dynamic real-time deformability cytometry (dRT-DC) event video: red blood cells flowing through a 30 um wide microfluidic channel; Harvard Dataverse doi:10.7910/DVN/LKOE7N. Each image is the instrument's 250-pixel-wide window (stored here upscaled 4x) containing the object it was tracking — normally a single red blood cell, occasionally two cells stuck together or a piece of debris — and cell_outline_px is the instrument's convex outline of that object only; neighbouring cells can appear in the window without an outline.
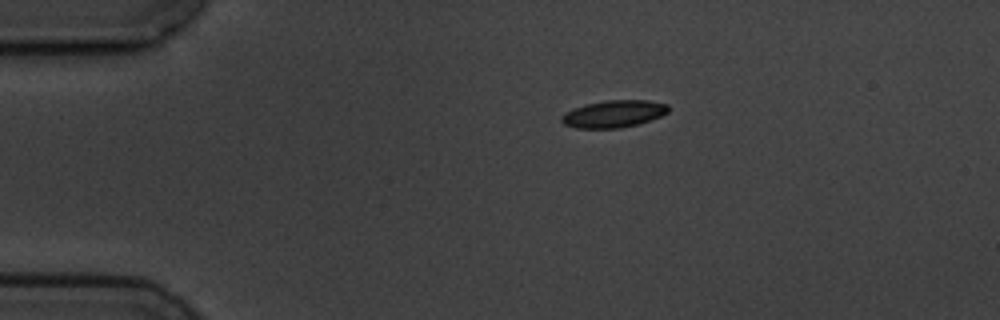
{"species": "common noctule bat (a hibernating species)", "species_latin": "Nyctalus noctula", "temperature_condition": "cold", "stored_images_in_passage": 13, "camera_frame_rate_fps": 3000, "um_per_image_px": 0.085, "animal": {"sex": "male", "body_mass_g": 19.5, "forearm_length_mm": 54.6}, "frame": {"image": 1, "passage_image": 1, "time_ms": 0.0, "image_size_px": [1000, 320], "cell_outline_px": [[668, 112], [660, 116], [636, 124], [620, 128], [576, 128], [564, 124], [560, 120], [560, 116], [564, 112], [572, 108], [584, 104], [608, 100], [648, 100], [668, 104]], "centroid_in_image_um": [52.11, 9.67], "position_along_channel_um": 32.9, "area_um2": 16.94}}
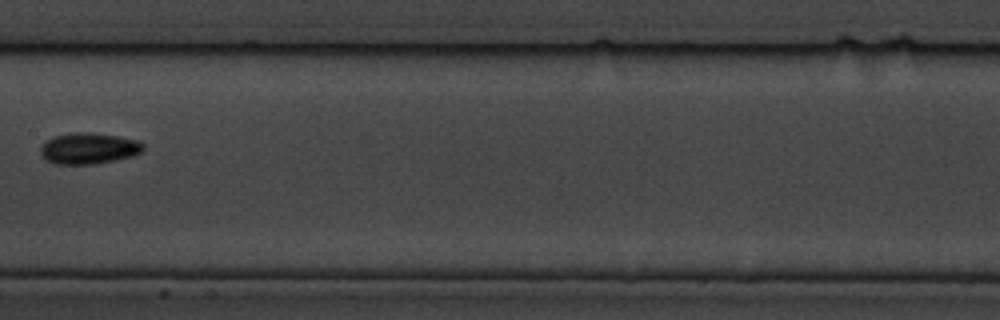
{"frame": {"image": 2, "passage_image": 6, "time_ms": 6.0, "image_size_px": [1000, 320], "cell_outline_px": [[144, 148], [140, 152], [132, 156], [96, 164], [56, 164], [44, 160], [40, 156], [40, 148], [52, 136], [72, 132], [88, 132], [116, 136], [136, 140], [144, 144]], "centroid_in_image_um": [7.49, 12.62], "position_along_channel_um": 199.9, "area_um2": 18.67}}
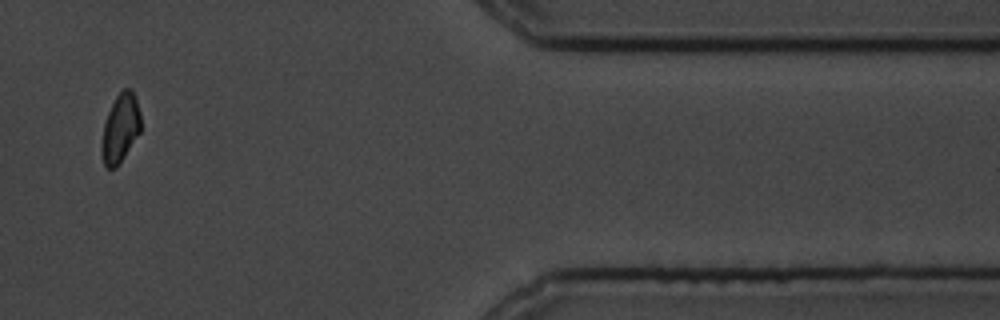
{"frame": {"image": 3, "passage_image": 11, "time_ms": 12.667, "image_size_px": [1000, 320], "cell_outline_px": [[140, 132], [116, 168], [108, 168], [104, 164], [100, 152], [100, 148], [104, 124], [108, 112], [116, 96], [124, 88], [132, 88], [136, 96], [140, 112]], "centroid_in_image_um": [10.22, 10.88], "position_along_channel_um": 401.2, "area_um2": 15.66}, "authors_computed_cell_mechanics": {"area_um2": 16.8776, "velocity_mm_per_s": 3.5759, "shape_relaxation_time_tau1_ms": 2.2643, "shape_relaxation_time_tau2_ms": null, "deformation_change_tau1": 0.0681, "deformation_change_tau2": null}}